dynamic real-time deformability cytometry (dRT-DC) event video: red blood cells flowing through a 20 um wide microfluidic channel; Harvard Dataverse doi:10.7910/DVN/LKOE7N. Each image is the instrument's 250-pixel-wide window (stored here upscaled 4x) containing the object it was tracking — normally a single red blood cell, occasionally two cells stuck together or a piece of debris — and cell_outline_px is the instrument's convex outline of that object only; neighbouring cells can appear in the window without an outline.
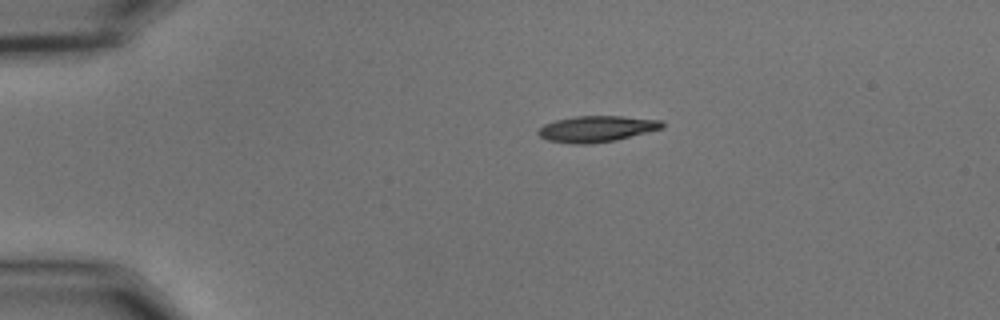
{"species": "common noctule bat (a hibernating species)", "species_latin": "Nyctalus noctula", "temperature_condition": "cold", "stored_images_in_passage": 45, "camera_frame_rate_fps": 3000, "um_per_image_px": 0.085, "animal": {"sex": "male", "body_mass_g": 15.6}, "frame": {"image": 1, "passage_image": 1, "time_ms": 0.0, "image_size_px": [1000, 320], "cell_outline_px": [[664, 128], [616, 140], [588, 144], [572, 144], [548, 140], [540, 136], [536, 132], [544, 124], [556, 120], [576, 116], [620, 116], [660, 120], [664, 124]], "centroid_in_image_um": [50.71, 10.95], "position_along_channel_um": 34.3, "area_um2": 18.79}}
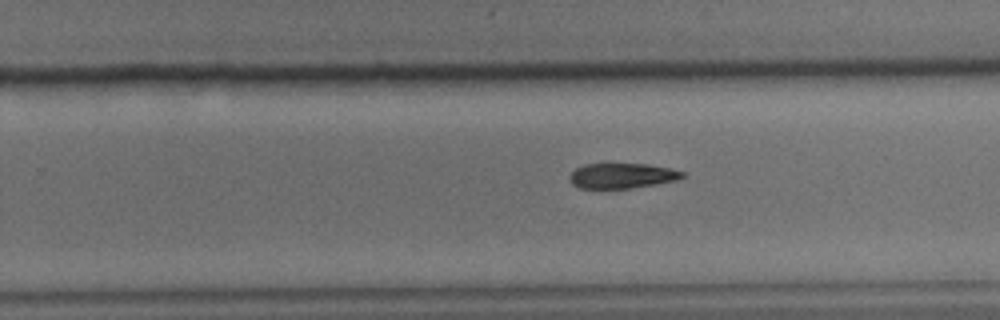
{"frame": {"image": 2, "passage_image": 25, "time_ms": 8.0, "image_size_px": [1000, 320], "cell_outline_px": [[684, 176], [676, 180], [656, 184], [628, 188], [580, 188], [572, 184], [568, 180], [568, 176], [576, 168], [584, 164], [648, 164], [672, 168], [684, 172]], "centroid_in_image_um": [52.85, 14.93], "position_along_channel_um": 276.9, "area_um2": 16.53}}
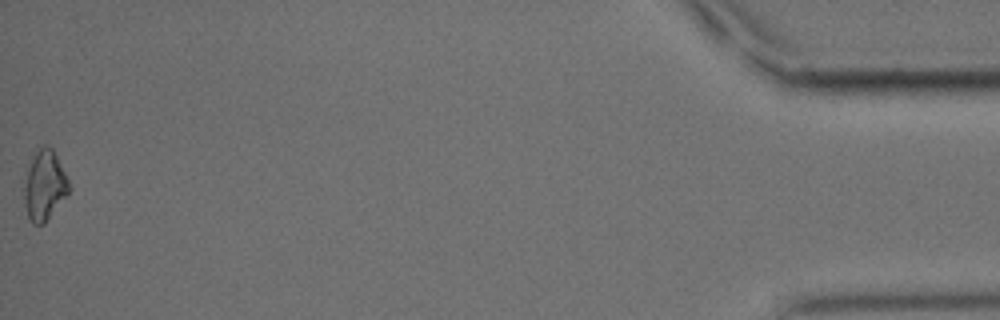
{"frame": {"image": 3, "passage_image": 45, "time_ms": 14.667, "image_size_px": [1000, 320], "cell_outline_px": [[72, 188], [44, 224], [32, 224], [28, 216], [24, 204], [20, 188], [36, 144], [48, 144], [52, 148]], "centroid_in_image_um": [3.71, 15.7], "position_along_channel_um": 431.5, "area_um2": 19.02}, "authors_computed_cell_mechanics": {"area_um2": 17.918, "velocity_mm_per_s": 3.6376, "shape_relaxation_time_tau1_ms": 3.2306, "shape_relaxation_time_tau2_ms": null, "deformation_change_tau1": 0.1487, "deformation_change_tau2": null}}